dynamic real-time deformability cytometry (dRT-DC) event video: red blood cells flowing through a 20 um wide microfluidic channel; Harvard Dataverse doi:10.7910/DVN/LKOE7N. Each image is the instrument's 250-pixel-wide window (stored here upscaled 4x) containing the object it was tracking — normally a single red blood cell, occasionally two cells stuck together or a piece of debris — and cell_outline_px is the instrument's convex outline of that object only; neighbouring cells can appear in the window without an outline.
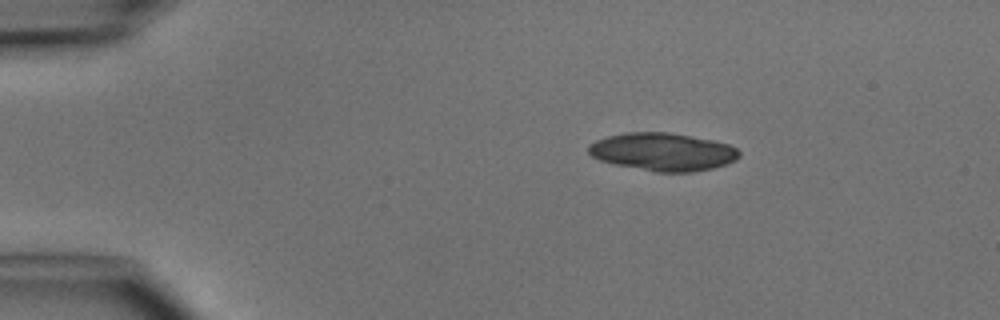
{"species": "common noctule bat (a hibernating species)", "species_latin": "Nyctalus noctula", "temperature_condition": "cold", "stored_images_in_passage": 5, "segment_of_instrument_passage": [1, 2], "camera_frame_rate_fps": 3000, "um_per_image_px": 0.085, "animal": {"sex": "male", "body_mass_g": 15.6}, "frame": {"image": 1, "passage_image": 1, "time_ms": 0.0, "image_size_px": [1000, 320], "cell_outline_px": [[740, 156], [736, 160], [712, 168], [692, 172], [656, 172], [616, 164], [600, 160], [592, 156], [588, 152], [588, 144], [596, 140], [608, 136], [628, 132], [668, 132], [712, 140], [728, 144], [736, 148], [740, 152]], "centroid_in_image_um": [56.33, 12.9], "position_along_channel_um": 28.7, "area_um2": 33.06}}